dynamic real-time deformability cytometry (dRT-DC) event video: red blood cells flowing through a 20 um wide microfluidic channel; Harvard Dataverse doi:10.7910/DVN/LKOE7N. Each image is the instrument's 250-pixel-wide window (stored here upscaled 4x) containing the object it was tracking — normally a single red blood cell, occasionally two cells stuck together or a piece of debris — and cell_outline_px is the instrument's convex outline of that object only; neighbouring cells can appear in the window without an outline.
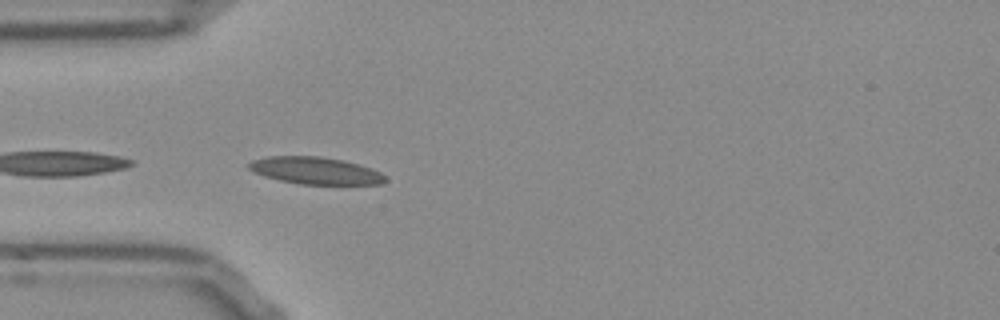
{"species": "Egyptian fruit bat (a non-hibernating species)", "species_latin": "Rousettus aegyptiacus", "temperature_condition": "room temperature", "stored_images_in_passage": 6, "camera_frame_rate_fps": 3000, "um_per_image_px": 0.085, "frame": {"image": 1, "passage_image": 1, "time_ms": 0.0, "image_size_px": [1000, 320], "cell_outline_px": [[388, 180], [380, 184], [300, 184], [280, 180], [264, 176], [248, 168], [248, 164], [252, 160], [268, 156], [320, 156], [344, 160], [372, 168], [380, 172]], "centroid_in_image_um": [26.83, 14.5], "position_along_channel_um": 58.2, "area_um2": 21.5}}